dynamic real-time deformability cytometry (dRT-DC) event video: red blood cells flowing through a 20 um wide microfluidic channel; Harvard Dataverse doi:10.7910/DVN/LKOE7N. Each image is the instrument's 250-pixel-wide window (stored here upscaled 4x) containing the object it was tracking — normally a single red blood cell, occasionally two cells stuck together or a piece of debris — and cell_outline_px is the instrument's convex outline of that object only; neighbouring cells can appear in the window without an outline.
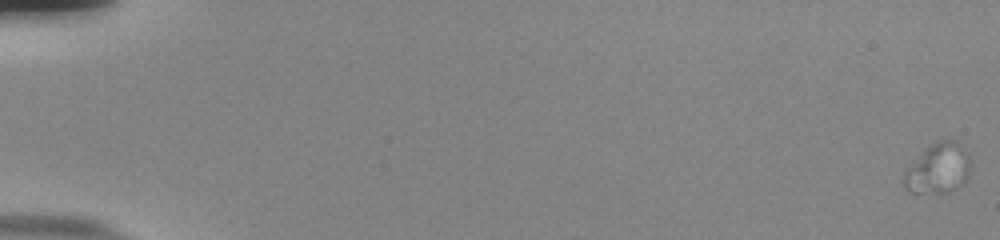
{"species": "human", "species_latin": "Homo sapiens", "temperature_condition": "room temperature", "stored_images_in_passage": 22, "camera_frame_rate_fps": 3000, "um_per_image_px": 0.085, "donor": {"sex": "male"}, "frame": {"image": 1, "passage_image": 1, "time_ms": 0.0, "image_size_px": [1000, 240], "cell_outline_px": [[972, 168], [968, 180], [956, 188], [948, 192], [908, 192], [904, 188], [904, 168], [936, 140], [960, 140], [968, 152], [972, 164]], "centroid_in_image_um": [79.79, 14.29], "position_along_channel_um": 5.2, "area_um2": 20.06}}